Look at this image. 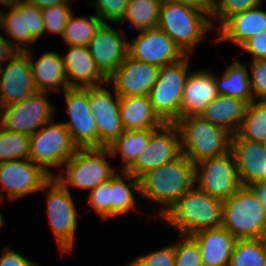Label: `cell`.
Instances as JSON below:
<instances>
[{
	"label": "cell",
	"instance_id": "cell-42",
	"mask_svg": "<svg viewBox=\"0 0 266 266\" xmlns=\"http://www.w3.org/2000/svg\"><path fill=\"white\" fill-rule=\"evenodd\" d=\"M25 22L27 51L30 50V45L39 40L40 36L45 33L41 9L25 4Z\"/></svg>",
	"mask_w": 266,
	"mask_h": 266
},
{
	"label": "cell",
	"instance_id": "cell-9",
	"mask_svg": "<svg viewBox=\"0 0 266 266\" xmlns=\"http://www.w3.org/2000/svg\"><path fill=\"white\" fill-rule=\"evenodd\" d=\"M50 187V190L47 191ZM48 193L47 213L51 229L56 237L57 244L63 252L73 251L77 215L76 203L69 189L65 188L55 177H52L42 188Z\"/></svg>",
	"mask_w": 266,
	"mask_h": 266
},
{
	"label": "cell",
	"instance_id": "cell-8",
	"mask_svg": "<svg viewBox=\"0 0 266 266\" xmlns=\"http://www.w3.org/2000/svg\"><path fill=\"white\" fill-rule=\"evenodd\" d=\"M77 150L67 128L63 123H55L54 119L30 136L29 159L52 177L54 174L48 166H63Z\"/></svg>",
	"mask_w": 266,
	"mask_h": 266
},
{
	"label": "cell",
	"instance_id": "cell-30",
	"mask_svg": "<svg viewBox=\"0 0 266 266\" xmlns=\"http://www.w3.org/2000/svg\"><path fill=\"white\" fill-rule=\"evenodd\" d=\"M152 136V129L124 132L110 145L108 149L111 157L117 153L123 158L125 165L121 170L127 171L138 159L141 153L147 148Z\"/></svg>",
	"mask_w": 266,
	"mask_h": 266
},
{
	"label": "cell",
	"instance_id": "cell-20",
	"mask_svg": "<svg viewBox=\"0 0 266 266\" xmlns=\"http://www.w3.org/2000/svg\"><path fill=\"white\" fill-rule=\"evenodd\" d=\"M241 186L265 182L266 149L264 143L231 135V148Z\"/></svg>",
	"mask_w": 266,
	"mask_h": 266
},
{
	"label": "cell",
	"instance_id": "cell-14",
	"mask_svg": "<svg viewBox=\"0 0 266 266\" xmlns=\"http://www.w3.org/2000/svg\"><path fill=\"white\" fill-rule=\"evenodd\" d=\"M70 121L63 123L78 148L98 147V131L90 110L88 88H68L64 91Z\"/></svg>",
	"mask_w": 266,
	"mask_h": 266
},
{
	"label": "cell",
	"instance_id": "cell-7",
	"mask_svg": "<svg viewBox=\"0 0 266 266\" xmlns=\"http://www.w3.org/2000/svg\"><path fill=\"white\" fill-rule=\"evenodd\" d=\"M106 156H111L108 147L78 148L64 164L66 174L60 172L54 177L67 189L68 185H72L91 191L117 172L110 166Z\"/></svg>",
	"mask_w": 266,
	"mask_h": 266
},
{
	"label": "cell",
	"instance_id": "cell-34",
	"mask_svg": "<svg viewBox=\"0 0 266 266\" xmlns=\"http://www.w3.org/2000/svg\"><path fill=\"white\" fill-rule=\"evenodd\" d=\"M266 238L237 240L229 266H263Z\"/></svg>",
	"mask_w": 266,
	"mask_h": 266
},
{
	"label": "cell",
	"instance_id": "cell-49",
	"mask_svg": "<svg viewBox=\"0 0 266 266\" xmlns=\"http://www.w3.org/2000/svg\"><path fill=\"white\" fill-rule=\"evenodd\" d=\"M161 3L178 2L194 6L205 11H211L212 4L208 0H160Z\"/></svg>",
	"mask_w": 266,
	"mask_h": 266
},
{
	"label": "cell",
	"instance_id": "cell-33",
	"mask_svg": "<svg viewBox=\"0 0 266 266\" xmlns=\"http://www.w3.org/2000/svg\"><path fill=\"white\" fill-rule=\"evenodd\" d=\"M236 134L255 142L266 141V102L254 100L247 105L245 117L242 120Z\"/></svg>",
	"mask_w": 266,
	"mask_h": 266
},
{
	"label": "cell",
	"instance_id": "cell-39",
	"mask_svg": "<svg viewBox=\"0 0 266 266\" xmlns=\"http://www.w3.org/2000/svg\"><path fill=\"white\" fill-rule=\"evenodd\" d=\"M69 5H56L41 9L44 32L59 34L61 37L67 20L72 13Z\"/></svg>",
	"mask_w": 266,
	"mask_h": 266
},
{
	"label": "cell",
	"instance_id": "cell-6",
	"mask_svg": "<svg viewBox=\"0 0 266 266\" xmlns=\"http://www.w3.org/2000/svg\"><path fill=\"white\" fill-rule=\"evenodd\" d=\"M189 55L176 63L160 67L159 75L148 98L164 123H175L181 118L182 96L188 79Z\"/></svg>",
	"mask_w": 266,
	"mask_h": 266
},
{
	"label": "cell",
	"instance_id": "cell-5",
	"mask_svg": "<svg viewBox=\"0 0 266 266\" xmlns=\"http://www.w3.org/2000/svg\"><path fill=\"white\" fill-rule=\"evenodd\" d=\"M222 227L237 240L266 238V210L250 187L223 201Z\"/></svg>",
	"mask_w": 266,
	"mask_h": 266
},
{
	"label": "cell",
	"instance_id": "cell-21",
	"mask_svg": "<svg viewBox=\"0 0 266 266\" xmlns=\"http://www.w3.org/2000/svg\"><path fill=\"white\" fill-rule=\"evenodd\" d=\"M63 62L70 88L109 85L108 79L95 64L88 46H69L68 52L63 56Z\"/></svg>",
	"mask_w": 266,
	"mask_h": 266
},
{
	"label": "cell",
	"instance_id": "cell-24",
	"mask_svg": "<svg viewBox=\"0 0 266 266\" xmlns=\"http://www.w3.org/2000/svg\"><path fill=\"white\" fill-rule=\"evenodd\" d=\"M261 5L230 17L218 30L215 41H230L242 46L251 37L266 31V12Z\"/></svg>",
	"mask_w": 266,
	"mask_h": 266
},
{
	"label": "cell",
	"instance_id": "cell-19",
	"mask_svg": "<svg viewBox=\"0 0 266 266\" xmlns=\"http://www.w3.org/2000/svg\"><path fill=\"white\" fill-rule=\"evenodd\" d=\"M159 71L157 65L127 56L108 82L114 84V91L119 97L148 96Z\"/></svg>",
	"mask_w": 266,
	"mask_h": 266
},
{
	"label": "cell",
	"instance_id": "cell-26",
	"mask_svg": "<svg viewBox=\"0 0 266 266\" xmlns=\"http://www.w3.org/2000/svg\"><path fill=\"white\" fill-rule=\"evenodd\" d=\"M247 105L241 99L217 95L199 116L235 134L245 117Z\"/></svg>",
	"mask_w": 266,
	"mask_h": 266
},
{
	"label": "cell",
	"instance_id": "cell-12",
	"mask_svg": "<svg viewBox=\"0 0 266 266\" xmlns=\"http://www.w3.org/2000/svg\"><path fill=\"white\" fill-rule=\"evenodd\" d=\"M181 156L180 135L177 126L174 123H164L159 128L152 129V136L147 148L127 171L140 179L148 171L175 161Z\"/></svg>",
	"mask_w": 266,
	"mask_h": 266
},
{
	"label": "cell",
	"instance_id": "cell-16",
	"mask_svg": "<svg viewBox=\"0 0 266 266\" xmlns=\"http://www.w3.org/2000/svg\"><path fill=\"white\" fill-rule=\"evenodd\" d=\"M128 56L162 67L178 62L186 54L157 27L140 31L137 38L128 42Z\"/></svg>",
	"mask_w": 266,
	"mask_h": 266
},
{
	"label": "cell",
	"instance_id": "cell-51",
	"mask_svg": "<svg viewBox=\"0 0 266 266\" xmlns=\"http://www.w3.org/2000/svg\"><path fill=\"white\" fill-rule=\"evenodd\" d=\"M21 0H0V3L7 8L15 7Z\"/></svg>",
	"mask_w": 266,
	"mask_h": 266
},
{
	"label": "cell",
	"instance_id": "cell-41",
	"mask_svg": "<svg viewBox=\"0 0 266 266\" xmlns=\"http://www.w3.org/2000/svg\"><path fill=\"white\" fill-rule=\"evenodd\" d=\"M130 266H175L174 244L136 257Z\"/></svg>",
	"mask_w": 266,
	"mask_h": 266
},
{
	"label": "cell",
	"instance_id": "cell-40",
	"mask_svg": "<svg viewBox=\"0 0 266 266\" xmlns=\"http://www.w3.org/2000/svg\"><path fill=\"white\" fill-rule=\"evenodd\" d=\"M95 1V2H94ZM91 4L96 9V15L103 23H119L129 0H94Z\"/></svg>",
	"mask_w": 266,
	"mask_h": 266
},
{
	"label": "cell",
	"instance_id": "cell-35",
	"mask_svg": "<svg viewBox=\"0 0 266 266\" xmlns=\"http://www.w3.org/2000/svg\"><path fill=\"white\" fill-rule=\"evenodd\" d=\"M0 29L17 42L16 47L20 52L26 51L25 3L19 2L9 12L1 10Z\"/></svg>",
	"mask_w": 266,
	"mask_h": 266
},
{
	"label": "cell",
	"instance_id": "cell-3",
	"mask_svg": "<svg viewBox=\"0 0 266 266\" xmlns=\"http://www.w3.org/2000/svg\"><path fill=\"white\" fill-rule=\"evenodd\" d=\"M207 17V18H206ZM211 11L170 2L161 3L158 28L190 55L207 31L212 30Z\"/></svg>",
	"mask_w": 266,
	"mask_h": 266
},
{
	"label": "cell",
	"instance_id": "cell-43",
	"mask_svg": "<svg viewBox=\"0 0 266 266\" xmlns=\"http://www.w3.org/2000/svg\"><path fill=\"white\" fill-rule=\"evenodd\" d=\"M110 190L109 179L89 192L88 202L102 221L110 218Z\"/></svg>",
	"mask_w": 266,
	"mask_h": 266
},
{
	"label": "cell",
	"instance_id": "cell-36",
	"mask_svg": "<svg viewBox=\"0 0 266 266\" xmlns=\"http://www.w3.org/2000/svg\"><path fill=\"white\" fill-rule=\"evenodd\" d=\"M30 136L0 127V162L29 159Z\"/></svg>",
	"mask_w": 266,
	"mask_h": 266
},
{
	"label": "cell",
	"instance_id": "cell-10",
	"mask_svg": "<svg viewBox=\"0 0 266 266\" xmlns=\"http://www.w3.org/2000/svg\"><path fill=\"white\" fill-rule=\"evenodd\" d=\"M194 173L197 188L221 201L230 198L241 187L231 150L194 164Z\"/></svg>",
	"mask_w": 266,
	"mask_h": 266
},
{
	"label": "cell",
	"instance_id": "cell-23",
	"mask_svg": "<svg viewBox=\"0 0 266 266\" xmlns=\"http://www.w3.org/2000/svg\"><path fill=\"white\" fill-rule=\"evenodd\" d=\"M217 95L212 71L191 72L183 89L181 117L200 115Z\"/></svg>",
	"mask_w": 266,
	"mask_h": 266
},
{
	"label": "cell",
	"instance_id": "cell-11",
	"mask_svg": "<svg viewBox=\"0 0 266 266\" xmlns=\"http://www.w3.org/2000/svg\"><path fill=\"white\" fill-rule=\"evenodd\" d=\"M47 92H37L0 110V127L11 132L31 136L54 117L55 108L49 103Z\"/></svg>",
	"mask_w": 266,
	"mask_h": 266
},
{
	"label": "cell",
	"instance_id": "cell-13",
	"mask_svg": "<svg viewBox=\"0 0 266 266\" xmlns=\"http://www.w3.org/2000/svg\"><path fill=\"white\" fill-rule=\"evenodd\" d=\"M51 178L49 173L30 159L0 162V201L6 196L1 192L3 189L12 201L41 191Z\"/></svg>",
	"mask_w": 266,
	"mask_h": 266
},
{
	"label": "cell",
	"instance_id": "cell-28",
	"mask_svg": "<svg viewBox=\"0 0 266 266\" xmlns=\"http://www.w3.org/2000/svg\"><path fill=\"white\" fill-rule=\"evenodd\" d=\"M247 66L235 60L221 77L214 75L217 94L238 98L247 104L254 101Z\"/></svg>",
	"mask_w": 266,
	"mask_h": 266
},
{
	"label": "cell",
	"instance_id": "cell-46",
	"mask_svg": "<svg viewBox=\"0 0 266 266\" xmlns=\"http://www.w3.org/2000/svg\"><path fill=\"white\" fill-rule=\"evenodd\" d=\"M0 266H39V264L29 261L6 246L0 255Z\"/></svg>",
	"mask_w": 266,
	"mask_h": 266
},
{
	"label": "cell",
	"instance_id": "cell-32",
	"mask_svg": "<svg viewBox=\"0 0 266 266\" xmlns=\"http://www.w3.org/2000/svg\"><path fill=\"white\" fill-rule=\"evenodd\" d=\"M103 24L97 15L75 17L70 14L62 38L69 46H88L96 31Z\"/></svg>",
	"mask_w": 266,
	"mask_h": 266
},
{
	"label": "cell",
	"instance_id": "cell-29",
	"mask_svg": "<svg viewBox=\"0 0 266 266\" xmlns=\"http://www.w3.org/2000/svg\"><path fill=\"white\" fill-rule=\"evenodd\" d=\"M122 175L130 182L124 181ZM110 188V217L125 214L136 208V199L131 188L140 193V180L130 172L117 171L110 178Z\"/></svg>",
	"mask_w": 266,
	"mask_h": 266
},
{
	"label": "cell",
	"instance_id": "cell-1",
	"mask_svg": "<svg viewBox=\"0 0 266 266\" xmlns=\"http://www.w3.org/2000/svg\"><path fill=\"white\" fill-rule=\"evenodd\" d=\"M194 187L160 217L178 229L181 236L222 227L223 201Z\"/></svg>",
	"mask_w": 266,
	"mask_h": 266
},
{
	"label": "cell",
	"instance_id": "cell-38",
	"mask_svg": "<svg viewBox=\"0 0 266 266\" xmlns=\"http://www.w3.org/2000/svg\"><path fill=\"white\" fill-rule=\"evenodd\" d=\"M183 237L184 241L174 243L175 266H203L197 242L190 235Z\"/></svg>",
	"mask_w": 266,
	"mask_h": 266
},
{
	"label": "cell",
	"instance_id": "cell-31",
	"mask_svg": "<svg viewBox=\"0 0 266 266\" xmlns=\"http://www.w3.org/2000/svg\"><path fill=\"white\" fill-rule=\"evenodd\" d=\"M160 0H129L120 23L130 22L138 31L158 27Z\"/></svg>",
	"mask_w": 266,
	"mask_h": 266
},
{
	"label": "cell",
	"instance_id": "cell-47",
	"mask_svg": "<svg viewBox=\"0 0 266 266\" xmlns=\"http://www.w3.org/2000/svg\"><path fill=\"white\" fill-rule=\"evenodd\" d=\"M20 51L17 49L14 41L0 35V65L13 59Z\"/></svg>",
	"mask_w": 266,
	"mask_h": 266
},
{
	"label": "cell",
	"instance_id": "cell-22",
	"mask_svg": "<svg viewBox=\"0 0 266 266\" xmlns=\"http://www.w3.org/2000/svg\"><path fill=\"white\" fill-rule=\"evenodd\" d=\"M190 236L200 248L203 266H229L237 239L227 229H206Z\"/></svg>",
	"mask_w": 266,
	"mask_h": 266
},
{
	"label": "cell",
	"instance_id": "cell-50",
	"mask_svg": "<svg viewBox=\"0 0 266 266\" xmlns=\"http://www.w3.org/2000/svg\"><path fill=\"white\" fill-rule=\"evenodd\" d=\"M258 201L266 210V182L255 183L250 186Z\"/></svg>",
	"mask_w": 266,
	"mask_h": 266
},
{
	"label": "cell",
	"instance_id": "cell-25",
	"mask_svg": "<svg viewBox=\"0 0 266 266\" xmlns=\"http://www.w3.org/2000/svg\"><path fill=\"white\" fill-rule=\"evenodd\" d=\"M29 55L32 76L39 92L59 91L70 88L67 82L63 57L55 52H45L36 62L31 58V49L25 51Z\"/></svg>",
	"mask_w": 266,
	"mask_h": 266
},
{
	"label": "cell",
	"instance_id": "cell-17",
	"mask_svg": "<svg viewBox=\"0 0 266 266\" xmlns=\"http://www.w3.org/2000/svg\"><path fill=\"white\" fill-rule=\"evenodd\" d=\"M26 52L18 53L9 60L5 68L0 65V101L1 108L22 102L37 93Z\"/></svg>",
	"mask_w": 266,
	"mask_h": 266
},
{
	"label": "cell",
	"instance_id": "cell-27",
	"mask_svg": "<svg viewBox=\"0 0 266 266\" xmlns=\"http://www.w3.org/2000/svg\"><path fill=\"white\" fill-rule=\"evenodd\" d=\"M120 115L123 129L128 131L155 129L164 124L148 96L120 97Z\"/></svg>",
	"mask_w": 266,
	"mask_h": 266
},
{
	"label": "cell",
	"instance_id": "cell-2",
	"mask_svg": "<svg viewBox=\"0 0 266 266\" xmlns=\"http://www.w3.org/2000/svg\"><path fill=\"white\" fill-rule=\"evenodd\" d=\"M139 180L140 195L165 206L156 214L161 217L183 194L195 186L194 164L182 155L175 161L148 171Z\"/></svg>",
	"mask_w": 266,
	"mask_h": 266
},
{
	"label": "cell",
	"instance_id": "cell-37",
	"mask_svg": "<svg viewBox=\"0 0 266 266\" xmlns=\"http://www.w3.org/2000/svg\"><path fill=\"white\" fill-rule=\"evenodd\" d=\"M263 0H216L211 9V22L213 18H218L219 29L230 17L244 12L250 8L261 5Z\"/></svg>",
	"mask_w": 266,
	"mask_h": 266
},
{
	"label": "cell",
	"instance_id": "cell-52",
	"mask_svg": "<svg viewBox=\"0 0 266 266\" xmlns=\"http://www.w3.org/2000/svg\"><path fill=\"white\" fill-rule=\"evenodd\" d=\"M3 225H4V219L2 215L0 214V229L3 227Z\"/></svg>",
	"mask_w": 266,
	"mask_h": 266
},
{
	"label": "cell",
	"instance_id": "cell-45",
	"mask_svg": "<svg viewBox=\"0 0 266 266\" xmlns=\"http://www.w3.org/2000/svg\"><path fill=\"white\" fill-rule=\"evenodd\" d=\"M241 48L253 55L252 60H266V31L251 37Z\"/></svg>",
	"mask_w": 266,
	"mask_h": 266
},
{
	"label": "cell",
	"instance_id": "cell-4",
	"mask_svg": "<svg viewBox=\"0 0 266 266\" xmlns=\"http://www.w3.org/2000/svg\"><path fill=\"white\" fill-rule=\"evenodd\" d=\"M174 124L179 131L182 155L193 164L230 151L232 134L199 115L181 117Z\"/></svg>",
	"mask_w": 266,
	"mask_h": 266
},
{
	"label": "cell",
	"instance_id": "cell-15",
	"mask_svg": "<svg viewBox=\"0 0 266 266\" xmlns=\"http://www.w3.org/2000/svg\"><path fill=\"white\" fill-rule=\"evenodd\" d=\"M103 86L88 88L90 110L96 121L98 147L110 146L123 132L120 97Z\"/></svg>",
	"mask_w": 266,
	"mask_h": 266
},
{
	"label": "cell",
	"instance_id": "cell-18",
	"mask_svg": "<svg viewBox=\"0 0 266 266\" xmlns=\"http://www.w3.org/2000/svg\"><path fill=\"white\" fill-rule=\"evenodd\" d=\"M120 29L103 23L88 44L89 52L101 73L109 79L128 56V42Z\"/></svg>",
	"mask_w": 266,
	"mask_h": 266
},
{
	"label": "cell",
	"instance_id": "cell-48",
	"mask_svg": "<svg viewBox=\"0 0 266 266\" xmlns=\"http://www.w3.org/2000/svg\"><path fill=\"white\" fill-rule=\"evenodd\" d=\"M70 1L69 0H21V2L27 5L35 6L40 9L49 8L56 5H68V2Z\"/></svg>",
	"mask_w": 266,
	"mask_h": 266
},
{
	"label": "cell",
	"instance_id": "cell-53",
	"mask_svg": "<svg viewBox=\"0 0 266 266\" xmlns=\"http://www.w3.org/2000/svg\"><path fill=\"white\" fill-rule=\"evenodd\" d=\"M208 1L213 5L216 0H208Z\"/></svg>",
	"mask_w": 266,
	"mask_h": 266
},
{
	"label": "cell",
	"instance_id": "cell-44",
	"mask_svg": "<svg viewBox=\"0 0 266 266\" xmlns=\"http://www.w3.org/2000/svg\"><path fill=\"white\" fill-rule=\"evenodd\" d=\"M250 87L254 100L266 98V60H251Z\"/></svg>",
	"mask_w": 266,
	"mask_h": 266
}]
</instances>
